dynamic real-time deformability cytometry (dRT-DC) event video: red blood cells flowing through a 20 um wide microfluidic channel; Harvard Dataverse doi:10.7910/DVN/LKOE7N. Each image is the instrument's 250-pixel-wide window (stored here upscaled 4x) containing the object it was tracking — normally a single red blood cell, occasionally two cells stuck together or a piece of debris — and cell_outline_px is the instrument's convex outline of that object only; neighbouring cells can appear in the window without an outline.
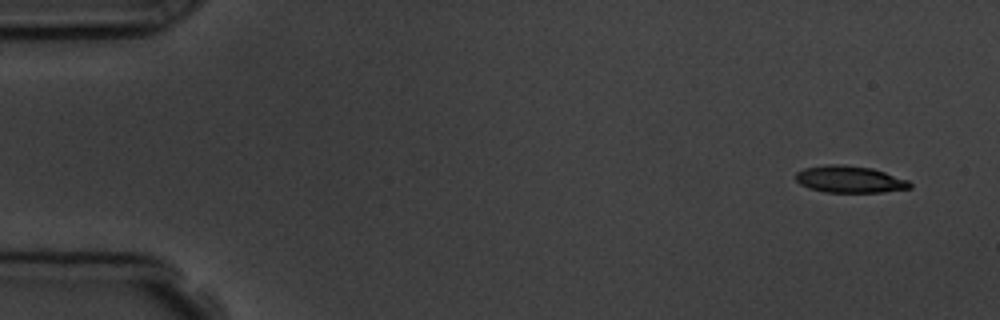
{"species": "common noctule bat (a hibernating species)", "species_latin": "Nyctalus noctula", "temperature_condition": "room temperature", "stored_images_in_passage": 5, "camera_frame_rate_fps": 3000, "um_per_image_px": 0.085, "animal": {"sex": "male", "body_mass_g": 19.5, "forearm_length_mm": 54.6}, "frame": {"image": 1, "passage_image": 1, "time_ms": 0.0, "image_size_px": [1000, 320], "cell_outline_px": [[912, 188], [880, 192], [824, 192], [808, 188], [800, 184], [796, 180], [796, 172], [804, 168], [824, 164], [844, 164], [872, 168], [908, 180], [912, 184]], "centroid_in_image_um": [72.2, 15.23], "position_along_channel_um": 12.8, "area_um2": 17.98}}
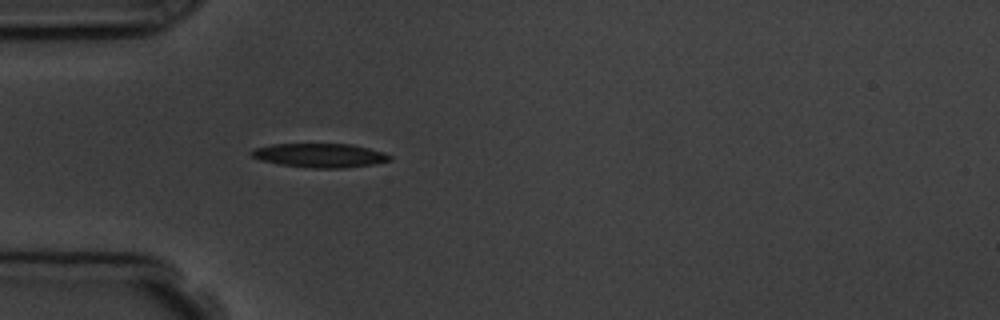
{"frame": {"image": 2, "passage_image": 5, "time_ms": 4.333, "image_size_px": [1000, 320], "cell_outline_px": [[392, 160], [376, 164], [344, 168], [312, 168], [280, 164], [260, 160], [252, 156], [248, 152], [256, 148], [272, 144], [352, 144], [384, 152], [392, 156]], "centroid_in_image_um": [27.23, 13.21], "position_along_channel_um": 57.8, "area_um2": 19.42}}